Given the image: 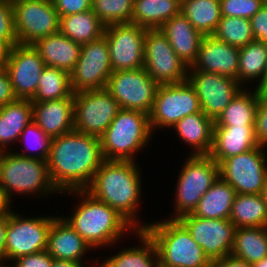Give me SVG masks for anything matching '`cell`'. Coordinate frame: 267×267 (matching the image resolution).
<instances>
[{
    "label": "cell",
    "instance_id": "obj_1",
    "mask_svg": "<svg viewBox=\"0 0 267 267\" xmlns=\"http://www.w3.org/2000/svg\"><path fill=\"white\" fill-rule=\"evenodd\" d=\"M103 161L100 137L72 130L52 139L47 160L50 180L61 194L85 190Z\"/></svg>",
    "mask_w": 267,
    "mask_h": 267
},
{
    "label": "cell",
    "instance_id": "obj_2",
    "mask_svg": "<svg viewBox=\"0 0 267 267\" xmlns=\"http://www.w3.org/2000/svg\"><path fill=\"white\" fill-rule=\"evenodd\" d=\"M137 165L134 161L104 160L85 190L116 210L135 230H144L145 225L136 217L142 194Z\"/></svg>",
    "mask_w": 267,
    "mask_h": 267
},
{
    "label": "cell",
    "instance_id": "obj_3",
    "mask_svg": "<svg viewBox=\"0 0 267 267\" xmlns=\"http://www.w3.org/2000/svg\"><path fill=\"white\" fill-rule=\"evenodd\" d=\"M65 193L81 196L79 197L81 202L76 206L72 216L62 217L89 243L92 249L113 245L121 236L123 237L124 233H127L126 231H136L116 210L96 199L86 190Z\"/></svg>",
    "mask_w": 267,
    "mask_h": 267
},
{
    "label": "cell",
    "instance_id": "obj_4",
    "mask_svg": "<svg viewBox=\"0 0 267 267\" xmlns=\"http://www.w3.org/2000/svg\"><path fill=\"white\" fill-rule=\"evenodd\" d=\"M155 242L159 267H211V261L178 219L145 224L144 229Z\"/></svg>",
    "mask_w": 267,
    "mask_h": 267
},
{
    "label": "cell",
    "instance_id": "obj_5",
    "mask_svg": "<svg viewBox=\"0 0 267 267\" xmlns=\"http://www.w3.org/2000/svg\"><path fill=\"white\" fill-rule=\"evenodd\" d=\"M149 115L120 109L100 136L104 160L135 161L134 154L147 146L152 134Z\"/></svg>",
    "mask_w": 267,
    "mask_h": 267
},
{
    "label": "cell",
    "instance_id": "obj_6",
    "mask_svg": "<svg viewBox=\"0 0 267 267\" xmlns=\"http://www.w3.org/2000/svg\"><path fill=\"white\" fill-rule=\"evenodd\" d=\"M0 192L10 203L13 193L43 196L59 193L50 180L47 161L9 151L0 152Z\"/></svg>",
    "mask_w": 267,
    "mask_h": 267
},
{
    "label": "cell",
    "instance_id": "obj_7",
    "mask_svg": "<svg viewBox=\"0 0 267 267\" xmlns=\"http://www.w3.org/2000/svg\"><path fill=\"white\" fill-rule=\"evenodd\" d=\"M185 160L175 189V215L170 219L192 213L201 197L220 177V165L209 155L190 154Z\"/></svg>",
    "mask_w": 267,
    "mask_h": 267
},
{
    "label": "cell",
    "instance_id": "obj_8",
    "mask_svg": "<svg viewBox=\"0 0 267 267\" xmlns=\"http://www.w3.org/2000/svg\"><path fill=\"white\" fill-rule=\"evenodd\" d=\"M202 112L199 98L186 80L180 83L159 85L155 94L149 122L155 128H170L189 114Z\"/></svg>",
    "mask_w": 267,
    "mask_h": 267
},
{
    "label": "cell",
    "instance_id": "obj_9",
    "mask_svg": "<svg viewBox=\"0 0 267 267\" xmlns=\"http://www.w3.org/2000/svg\"><path fill=\"white\" fill-rule=\"evenodd\" d=\"M12 209L7 214L5 262L47 249L48 232L57 216L24 218Z\"/></svg>",
    "mask_w": 267,
    "mask_h": 267
},
{
    "label": "cell",
    "instance_id": "obj_10",
    "mask_svg": "<svg viewBox=\"0 0 267 267\" xmlns=\"http://www.w3.org/2000/svg\"><path fill=\"white\" fill-rule=\"evenodd\" d=\"M12 3L17 44L32 45L59 31L60 17L52 0H15Z\"/></svg>",
    "mask_w": 267,
    "mask_h": 267
},
{
    "label": "cell",
    "instance_id": "obj_11",
    "mask_svg": "<svg viewBox=\"0 0 267 267\" xmlns=\"http://www.w3.org/2000/svg\"><path fill=\"white\" fill-rule=\"evenodd\" d=\"M144 69L158 84L187 80L189 67L177 56L166 35L158 29H147L144 39Z\"/></svg>",
    "mask_w": 267,
    "mask_h": 267
},
{
    "label": "cell",
    "instance_id": "obj_12",
    "mask_svg": "<svg viewBox=\"0 0 267 267\" xmlns=\"http://www.w3.org/2000/svg\"><path fill=\"white\" fill-rule=\"evenodd\" d=\"M120 106L106 89L84 90L74 93V130L100 137Z\"/></svg>",
    "mask_w": 267,
    "mask_h": 267
},
{
    "label": "cell",
    "instance_id": "obj_13",
    "mask_svg": "<svg viewBox=\"0 0 267 267\" xmlns=\"http://www.w3.org/2000/svg\"><path fill=\"white\" fill-rule=\"evenodd\" d=\"M267 147H258L224 159L220 177L230 184L236 194H262L267 175Z\"/></svg>",
    "mask_w": 267,
    "mask_h": 267
},
{
    "label": "cell",
    "instance_id": "obj_14",
    "mask_svg": "<svg viewBox=\"0 0 267 267\" xmlns=\"http://www.w3.org/2000/svg\"><path fill=\"white\" fill-rule=\"evenodd\" d=\"M158 84L144 68L113 72L106 90L118 102L120 109L150 114Z\"/></svg>",
    "mask_w": 267,
    "mask_h": 267
},
{
    "label": "cell",
    "instance_id": "obj_15",
    "mask_svg": "<svg viewBox=\"0 0 267 267\" xmlns=\"http://www.w3.org/2000/svg\"><path fill=\"white\" fill-rule=\"evenodd\" d=\"M113 69L105 36L81 45L79 59L70 73L73 93L105 89Z\"/></svg>",
    "mask_w": 267,
    "mask_h": 267
},
{
    "label": "cell",
    "instance_id": "obj_16",
    "mask_svg": "<svg viewBox=\"0 0 267 267\" xmlns=\"http://www.w3.org/2000/svg\"><path fill=\"white\" fill-rule=\"evenodd\" d=\"M147 29L134 23L105 27L113 72L144 68V39Z\"/></svg>",
    "mask_w": 267,
    "mask_h": 267
},
{
    "label": "cell",
    "instance_id": "obj_17",
    "mask_svg": "<svg viewBox=\"0 0 267 267\" xmlns=\"http://www.w3.org/2000/svg\"><path fill=\"white\" fill-rule=\"evenodd\" d=\"M187 81L197 93L202 112L214 121L231 100L245 88L233 78L194 70L191 66L188 70Z\"/></svg>",
    "mask_w": 267,
    "mask_h": 267
},
{
    "label": "cell",
    "instance_id": "obj_18",
    "mask_svg": "<svg viewBox=\"0 0 267 267\" xmlns=\"http://www.w3.org/2000/svg\"><path fill=\"white\" fill-rule=\"evenodd\" d=\"M212 262L230 255L236 227L229 219H207L185 214L178 219Z\"/></svg>",
    "mask_w": 267,
    "mask_h": 267
},
{
    "label": "cell",
    "instance_id": "obj_19",
    "mask_svg": "<svg viewBox=\"0 0 267 267\" xmlns=\"http://www.w3.org/2000/svg\"><path fill=\"white\" fill-rule=\"evenodd\" d=\"M4 67L17 99L31 100L46 67L39 52L32 45H13Z\"/></svg>",
    "mask_w": 267,
    "mask_h": 267
},
{
    "label": "cell",
    "instance_id": "obj_20",
    "mask_svg": "<svg viewBox=\"0 0 267 267\" xmlns=\"http://www.w3.org/2000/svg\"><path fill=\"white\" fill-rule=\"evenodd\" d=\"M239 48L222 42L214 35H204L194 70L217 73L238 81Z\"/></svg>",
    "mask_w": 267,
    "mask_h": 267
},
{
    "label": "cell",
    "instance_id": "obj_21",
    "mask_svg": "<svg viewBox=\"0 0 267 267\" xmlns=\"http://www.w3.org/2000/svg\"><path fill=\"white\" fill-rule=\"evenodd\" d=\"M33 122L52 138L74 130V98L32 103Z\"/></svg>",
    "mask_w": 267,
    "mask_h": 267
},
{
    "label": "cell",
    "instance_id": "obj_22",
    "mask_svg": "<svg viewBox=\"0 0 267 267\" xmlns=\"http://www.w3.org/2000/svg\"><path fill=\"white\" fill-rule=\"evenodd\" d=\"M259 146L254 126H214L209 156L220 164L224 159Z\"/></svg>",
    "mask_w": 267,
    "mask_h": 267
},
{
    "label": "cell",
    "instance_id": "obj_23",
    "mask_svg": "<svg viewBox=\"0 0 267 267\" xmlns=\"http://www.w3.org/2000/svg\"><path fill=\"white\" fill-rule=\"evenodd\" d=\"M91 248L63 217L52 221L46 250L53 259L83 262L82 258Z\"/></svg>",
    "mask_w": 267,
    "mask_h": 267
},
{
    "label": "cell",
    "instance_id": "obj_24",
    "mask_svg": "<svg viewBox=\"0 0 267 267\" xmlns=\"http://www.w3.org/2000/svg\"><path fill=\"white\" fill-rule=\"evenodd\" d=\"M177 56L188 66L196 61L204 35L197 31L180 12L159 28Z\"/></svg>",
    "mask_w": 267,
    "mask_h": 267
},
{
    "label": "cell",
    "instance_id": "obj_25",
    "mask_svg": "<svg viewBox=\"0 0 267 267\" xmlns=\"http://www.w3.org/2000/svg\"><path fill=\"white\" fill-rule=\"evenodd\" d=\"M32 46L39 52L46 66L65 70L69 74L79 59L81 44L60 31L39 38Z\"/></svg>",
    "mask_w": 267,
    "mask_h": 267
},
{
    "label": "cell",
    "instance_id": "obj_26",
    "mask_svg": "<svg viewBox=\"0 0 267 267\" xmlns=\"http://www.w3.org/2000/svg\"><path fill=\"white\" fill-rule=\"evenodd\" d=\"M178 137L193 148L191 155H209L213 144L214 120L203 112L189 114L174 126Z\"/></svg>",
    "mask_w": 267,
    "mask_h": 267
},
{
    "label": "cell",
    "instance_id": "obj_27",
    "mask_svg": "<svg viewBox=\"0 0 267 267\" xmlns=\"http://www.w3.org/2000/svg\"><path fill=\"white\" fill-rule=\"evenodd\" d=\"M32 121V102L29 99H17L0 107V152L9 151L10 143L20 141V134Z\"/></svg>",
    "mask_w": 267,
    "mask_h": 267
},
{
    "label": "cell",
    "instance_id": "obj_28",
    "mask_svg": "<svg viewBox=\"0 0 267 267\" xmlns=\"http://www.w3.org/2000/svg\"><path fill=\"white\" fill-rule=\"evenodd\" d=\"M141 246L124 248L102 261L98 267H159V253L155 242L145 230H136Z\"/></svg>",
    "mask_w": 267,
    "mask_h": 267
},
{
    "label": "cell",
    "instance_id": "obj_29",
    "mask_svg": "<svg viewBox=\"0 0 267 267\" xmlns=\"http://www.w3.org/2000/svg\"><path fill=\"white\" fill-rule=\"evenodd\" d=\"M235 195V189L219 177L191 214L207 219H229Z\"/></svg>",
    "mask_w": 267,
    "mask_h": 267
},
{
    "label": "cell",
    "instance_id": "obj_30",
    "mask_svg": "<svg viewBox=\"0 0 267 267\" xmlns=\"http://www.w3.org/2000/svg\"><path fill=\"white\" fill-rule=\"evenodd\" d=\"M180 0H134L131 23L146 29H158L180 13Z\"/></svg>",
    "mask_w": 267,
    "mask_h": 267
},
{
    "label": "cell",
    "instance_id": "obj_31",
    "mask_svg": "<svg viewBox=\"0 0 267 267\" xmlns=\"http://www.w3.org/2000/svg\"><path fill=\"white\" fill-rule=\"evenodd\" d=\"M260 94L258 88L253 93L243 88L214 121V126H255Z\"/></svg>",
    "mask_w": 267,
    "mask_h": 267
},
{
    "label": "cell",
    "instance_id": "obj_32",
    "mask_svg": "<svg viewBox=\"0 0 267 267\" xmlns=\"http://www.w3.org/2000/svg\"><path fill=\"white\" fill-rule=\"evenodd\" d=\"M266 67V43L254 40L244 47L239 48L238 82L243 87L246 86L245 83L248 81L253 82V80L257 79L258 85L256 88L260 91H264V74Z\"/></svg>",
    "mask_w": 267,
    "mask_h": 267
},
{
    "label": "cell",
    "instance_id": "obj_33",
    "mask_svg": "<svg viewBox=\"0 0 267 267\" xmlns=\"http://www.w3.org/2000/svg\"><path fill=\"white\" fill-rule=\"evenodd\" d=\"M105 25L92 9L60 17L59 31L79 44L89 43L104 35Z\"/></svg>",
    "mask_w": 267,
    "mask_h": 267
},
{
    "label": "cell",
    "instance_id": "obj_34",
    "mask_svg": "<svg viewBox=\"0 0 267 267\" xmlns=\"http://www.w3.org/2000/svg\"><path fill=\"white\" fill-rule=\"evenodd\" d=\"M229 220L236 228L267 227V204L262 194H236Z\"/></svg>",
    "mask_w": 267,
    "mask_h": 267
},
{
    "label": "cell",
    "instance_id": "obj_35",
    "mask_svg": "<svg viewBox=\"0 0 267 267\" xmlns=\"http://www.w3.org/2000/svg\"><path fill=\"white\" fill-rule=\"evenodd\" d=\"M180 12L203 35H213L222 18L220 0H181Z\"/></svg>",
    "mask_w": 267,
    "mask_h": 267
},
{
    "label": "cell",
    "instance_id": "obj_36",
    "mask_svg": "<svg viewBox=\"0 0 267 267\" xmlns=\"http://www.w3.org/2000/svg\"><path fill=\"white\" fill-rule=\"evenodd\" d=\"M231 255L248 263L267 256V227L236 228Z\"/></svg>",
    "mask_w": 267,
    "mask_h": 267
},
{
    "label": "cell",
    "instance_id": "obj_37",
    "mask_svg": "<svg viewBox=\"0 0 267 267\" xmlns=\"http://www.w3.org/2000/svg\"><path fill=\"white\" fill-rule=\"evenodd\" d=\"M62 98H74L70 86V74L65 70L46 66L41 73L37 92L31 102L39 103Z\"/></svg>",
    "mask_w": 267,
    "mask_h": 267
},
{
    "label": "cell",
    "instance_id": "obj_38",
    "mask_svg": "<svg viewBox=\"0 0 267 267\" xmlns=\"http://www.w3.org/2000/svg\"><path fill=\"white\" fill-rule=\"evenodd\" d=\"M213 35L238 48L254 41L250 19L242 17L222 16Z\"/></svg>",
    "mask_w": 267,
    "mask_h": 267
},
{
    "label": "cell",
    "instance_id": "obj_39",
    "mask_svg": "<svg viewBox=\"0 0 267 267\" xmlns=\"http://www.w3.org/2000/svg\"><path fill=\"white\" fill-rule=\"evenodd\" d=\"M134 0H92V10L105 25L131 23Z\"/></svg>",
    "mask_w": 267,
    "mask_h": 267
},
{
    "label": "cell",
    "instance_id": "obj_40",
    "mask_svg": "<svg viewBox=\"0 0 267 267\" xmlns=\"http://www.w3.org/2000/svg\"><path fill=\"white\" fill-rule=\"evenodd\" d=\"M19 139L21 142L25 143L24 147L27 146L29 151H36H34L35 153L32 155L31 152L29 154L25 153V149L23 150V153L15 152L16 154L23 157L37 158L44 161L48 160L53 138L49 135H46L33 121L25 127L20 134Z\"/></svg>",
    "mask_w": 267,
    "mask_h": 267
},
{
    "label": "cell",
    "instance_id": "obj_41",
    "mask_svg": "<svg viewBox=\"0 0 267 267\" xmlns=\"http://www.w3.org/2000/svg\"><path fill=\"white\" fill-rule=\"evenodd\" d=\"M221 15L250 19L264 5V0H220Z\"/></svg>",
    "mask_w": 267,
    "mask_h": 267
},
{
    "label": "cell",
    "instance_id": "obj_42",
    "mask_svg": "<svg viewBox=\"0 0 267 267\" xmlns=\"http://www.w3.org/2000/svg\"><path fill=\"white\" fill-rule=\"evenodd\" d=\"M0 37L11 47L17 44L13 7L10 1H0Z\"/></svg>",
    "mask_w": 267,
    "mask_h": 267
},
{
    "label": "cell",
    "instance_id": "obj_43",
    "mask_svg": "<svg viewBox=\"0 0 267 267\" xmlns=\"http://www.w3.org/2000/svg\"><path fill=\"white\" fill-rule=\"evenodd\" d=\"M254 128L259 145L267 147V91L259 95Z\"/></svg>",
    "mask_w": 267,
    "mask_h": 267
},
{
    "label": "cell",
    "instance_id": "obj_44",
    "mask_svg": "<svg viewBox=\"0 0 267 267\" xmlns=\"http://www.w3.org/2000/svg\"><path fill=\"white\" fill-rule=\"evenodd\" d=\"M59 17L82 13L92 9V0H52Z\"/></svg>",
    "mask_w": 267,
    "mask_h": 267
},
{
    "label": "cell",
    "instance_id": "obj_45",
    "mask_svg": "<svg viewBox=\"0 0 267 267\" xmlns=\"http://www.w3.org/2000/svg\"><path fill=\"white\" fill-rule=\"evenodd\" d=\"M53 258L47 250L19 257L12 267H52Z\"/></svg>",
    "mask_w": 267,
    "mask_h": 267
},
{
    "label": "cell",
    "instance_id": "obj_46",
    "mask_svg": "<svg viewBox=\"0 0 267 267\" xmlns=\"http://www.w3.org/2000/svg\"><path fill=\"white\" fill-rule=\"evenodd\" d=\"M254 40L267 44V4L260 8L251 18Z\"/></svg>",
    "mask_w": 267,
    "mask_h": 267
},
{
    "label": "cell",
    "instance_id": "obj_47",
    "mask_svg": "<svg viewBox=\"0 0 267 267\" xmlns=\"http://www.w3.org/2000/svg\"><path fill=\"white\" fill-rule=\"evenodd\" d=\"M17 100L9 74L5 67H0V107Z\"/></svg>",
    "mask_w": 267,
    "mask_h": 267
},
{
    "label": "cell",
    "instance_id": "obj_48",
    "mask_svg": "<svg viewBox=\"0 0 267 267\" xmlns=\"http://www.w3.org/2000/svg\"><path fill=\"white\" fill-rule=\"evenodd\" d=\"M211 267H252V264L230 254L212 261Z\"/></svg>",
    "mask_w": 267,
    "mask_h": 267
},
{
    "label": "cell",
    "instance_id": "obj_49",
    "mask_svg": "<svg viewBox=\"0 0 267 267\" xmlns=\"http://www.w3.org/2000/svg\"><path fill=\"white\" fill-rule=\"evenodd\" d=\"M6 232H7V215L4 218L0 219V265H6L5 261V241H6Z\"/></svg>",
    "mask_w": 267,
    "mask_h": 267
},
{
    "label": "cell",
    "instance_id": "obj_50",
    "mask_svg": "<svg viewBox=\"0 0 267 267\" xmlns=\"http://www.w3.org/2000/svg\"><path fill=\"white\" fill-rule=\"evenodd\" d=\"M11 46L0 37V67H4L7 63Z\"/></svg>",
    "mask_w": 267,
    "mask_h": 267
},
{
    "label": "cell",
    "instance_id": "obj_51",
    "mask_svg": "<svg viewBox=\"0 0 267 267\" xmlns=\"http://www.w3.org/2000/svg\"><path fill=\"white\" fill-rule=\"evenodd\" d=\"M83 262L53 259L52 267H85Z\"/></svg>",
    "mask_w": 267,
    "mask_h": 267
},
{
    "label": "cell",
    "instance_id": "obj_52",
    "mask_svg": "<svg viewBox=\"0 0 267 267\" xmlns=\"http://www.w3.org/2000/svg\"><path fill=\"white\" fill-rule=\"evenodd\" d=\"M11 203L8 199L0 192V219L4 218L11 210Z\"/></svg>",
    "mask_w": 267,
    "mask_h": 267
},
{
    "label": "cell",
    "instance_id": "obj_53",
    "mask_svg": "<svg viewBox=\"0 0 267 267\" xmlns=\"http://www.w3.org/2000/svg\"><path fill=\"white\" fill-rule=\"evenodd\" d=\"M252 267H267V256L262 258L260 261L254 262Z\"/></svg>",
    "mask_w": 267,
    "mask_h": 267
},
{
    "label": "cell",
    "instance_id": "obj_54",
    "mask_svg": "<svg viewBox=\"0 0 267 267\" xmlns=\"http://www.w3.org/2000/svg\"><path fill=\"white\" fill-rule=\"evenodd\" d=\"M262 196L264 198V201L267 204V175H266V179H265V185H264V188H263V191H262Z\"/></svg>",
    "mask_w": 267,
    "mask_h": 267
},
{
    "label": "cell",
    "instance_id": "obj_55",
    "mask_svg": "<svg viewBox=\"0 0 267 267\" xmlns=\"http://www.w3.org/2000/svg\"><path fill=\"white\" fill-rule=\"evenodd\" d=\"M264 91H267V67L264 74Z\"/></svg>",
    "mask_w": 267,
    "mask_h": 267
},
{
    "label": "cell",
    "instance_id": "obj_56",
    "mask_svg": "<svg viewBox=\"0 0 267 267\" xmlns=\"http://www.w3.org/2000/svg\"><path fill=\"white\" fill-rule=\"evenodd\" d=\"M0 1H10V2H13V1H15V0H0Z\"/></svg>",
    "mask_w": 267,
    "mask_h": 267
}]
</instances>
